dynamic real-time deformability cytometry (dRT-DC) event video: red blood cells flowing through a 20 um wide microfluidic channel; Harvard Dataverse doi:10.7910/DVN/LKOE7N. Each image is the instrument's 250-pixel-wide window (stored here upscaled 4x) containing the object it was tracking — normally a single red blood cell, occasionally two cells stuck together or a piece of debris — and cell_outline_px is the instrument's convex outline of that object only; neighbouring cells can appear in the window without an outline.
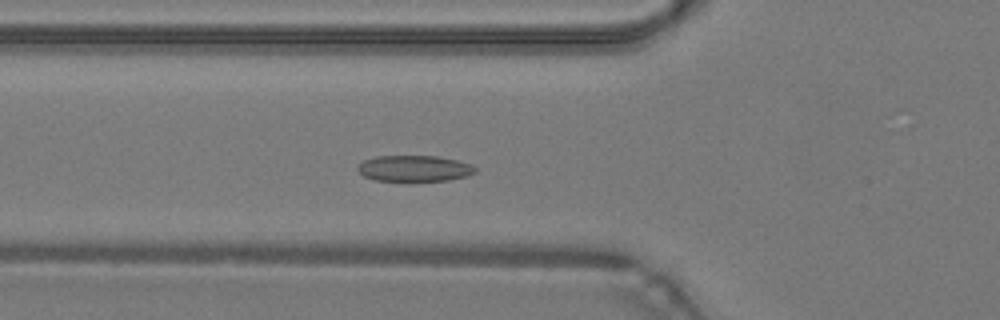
{"species": "common noctule bat (a hibernating species)", "species_latin": "Nyctalus noctula", "temperature_condition": "warm", "stored_images_in_passage": 46, "camera_frame_rate_fps": 3000, "um_per_image_px": 0.085, "animal": {"sex": "male", "body_mass_g": 19.2, "forearm_length_mm": 51.8}, "frame": {"image": 1, "passage_image": 15, "time_ms": 4.667, "image_size_px": [1000, 320], "cell_outline_px": [[476, 172], [468, 176], [448, 180], [376, 180], [364, 176], [356, 168], [364, 160], [376, 156], [436, 156], [456, 160], [472, 164], [476, 168]], "centroid_in_image_um": [35.24, 14.3], "position_along_channel_um": 90.6, "area_um2": 17.63}}
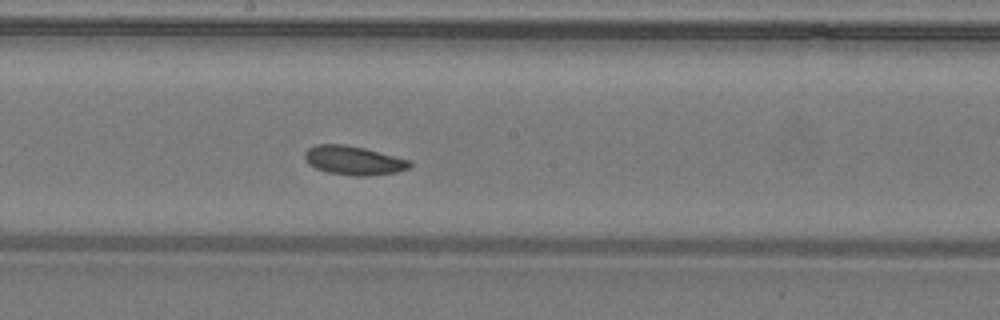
{"frame": {"image": 2, "passage_image": 24, "time_ms": 7.667, "image_size_px": [1000, 320], "cell_outline_px": [[412, 164], [408, 168], [396, 172], [368, 176], [352, 176], [328, 172], [316, 168], [308, 164], [304, 156], [304, 152], [308, 148], [316, 144], [344, 144], [364, 148], [412, 160]], "centroid_in_image_um": [30.06, 13.63], "position_along_channel_um": 218.1, "area_um2": 17.8}}
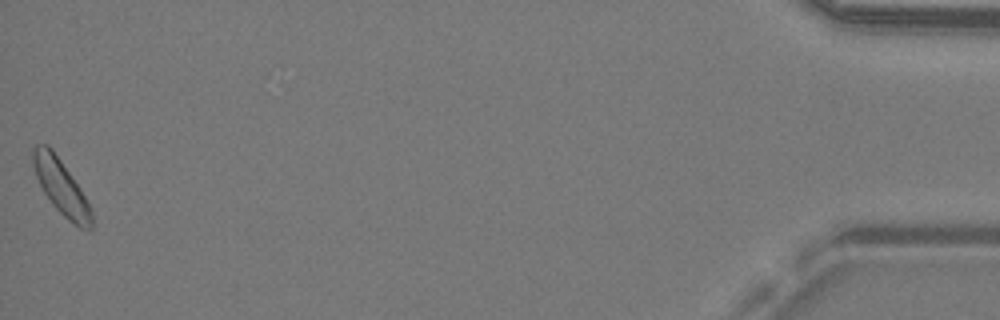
{"frame": {"image": 3, "passage_image": 46, "time_ms": 15.0, "image_size_px": [1000, 320], "cell_outline_px": [[92, 228], [88, 232], [80, 228], [68, 220], [52, 204], [44, 192], [36, 176], [32, 164], [32, 148], [36, 144], [48, 144], [52, 148], [80, 188], [92, 212]], "centroid_in_image_um": [5.18, 15.89], "position_along_channel_um": 430.0, "area_um2": 18.61}, "authors_computed_cell_mechanics": {"area_um2": 18.0047, "velocity_mm_per_s": 4.2467, "shape_relaxation_time_tau1_ms": 3.4018, "shape_relaxation_time_tau2_ms": 3.6698, "deformation_change_tau1": 0.0792, "deformation_change_tau2": 0.0955}}